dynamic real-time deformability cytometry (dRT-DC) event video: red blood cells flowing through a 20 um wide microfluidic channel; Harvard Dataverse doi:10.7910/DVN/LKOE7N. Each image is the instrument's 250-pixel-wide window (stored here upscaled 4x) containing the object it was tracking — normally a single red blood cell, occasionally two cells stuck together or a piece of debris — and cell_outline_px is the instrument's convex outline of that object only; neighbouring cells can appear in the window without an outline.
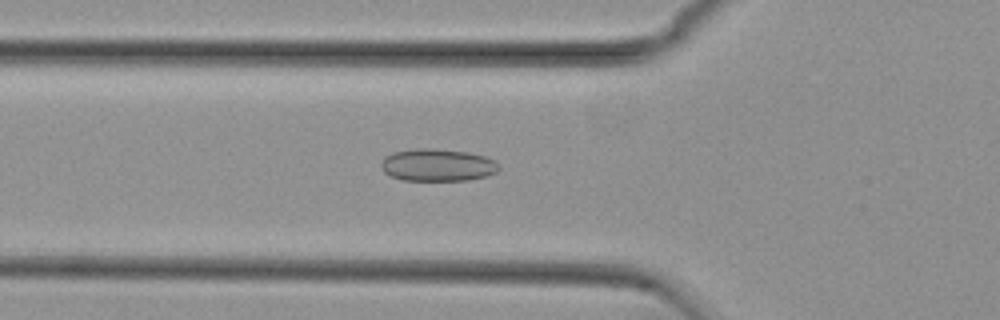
{"species": "common noctule bat (a hibernating species)", "species_latin": "Nyctalus noctula", "temperature_condition": "cold", "stored_images_in_passage": 55, "camera_frame_rate_fps": 3000, "um_per_image_px": 0.085, "animal": {"sex": "female", "body_mass_g": 29.2, "forearm_length_mm": 56.3}, "frame": {"image": 1, "passage_image": 19, "time_ms": 6.0, "image_size_px": [1000, 320], "cell_outline_px": [[500, 168], [496, 172], [488, 176], [468, 180], [400, 180], [388, 176], [380, 168], [380, 164], [384, 156], [392, 152], [416, 148], [436, 148], [468, 152], [484, 156], [496, 160], [500, 164]], "centroid_in_image_um": [37.17, 14.02], "position_along_channel_um": 88.6, "area_um2": 22.72}}
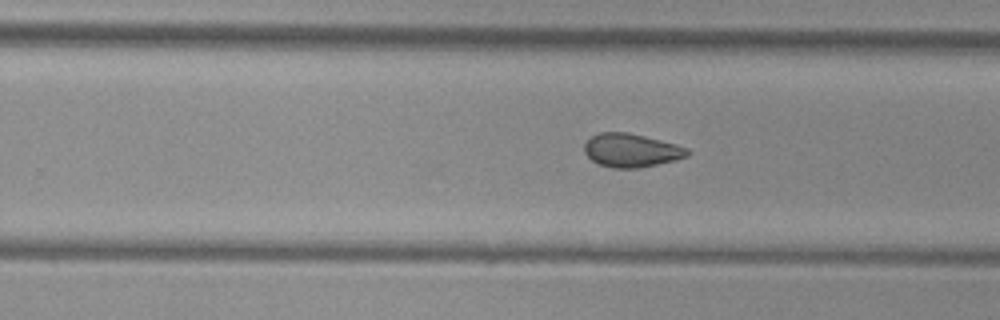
{"frame": {"image": 2, "passage_image": 34, "time_ms": 11.0, "image_size_px": [1000, 320], "cell_outline_px": [[692, 152], [688, 156], [676, 160], [640, 168], [612, 168], [596, 164], [584, 152], [584, 144], [592, 136], [600, 132], [628, 132], [676, 144], [688, 148]], "centroid_in_image_um": [53.67, 12.79], "position_along_channel_um": 276.1, "area_um2": 20.29}}
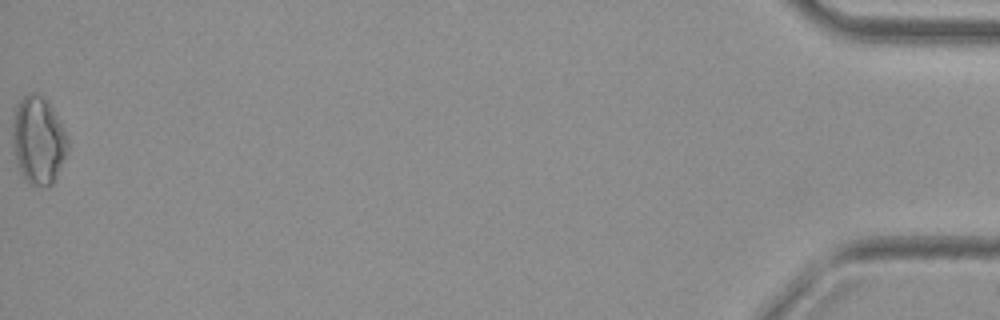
{"frame": {"image": 3, "passage_image": 55, "time_ms": 18.0, "image_size_px": [1000, 320], "cell_outline_px": [[68, 148], [56, 180], [48, 188], [28, 184], [24, 180], [16, 164], [12, 144], [12, 136], [16, 104], [28, 92], [36, 92], [52, 108], [68, 140]], "centroid_in_image_um": [3.23, 12.0], "position_along_channel_um": 432.0, "area_um2": 28.21}, "authors_computed_cell_mechanics": {"area_um2": 21.386, "velocity_mm_per_s": 3.7437, "shape_relaxation_time_tau1_ms": null, "shape_relaxation_time_tau2_ms": 2.1946, "deformation_change_tau1": null, "deformation_change_tau2": 0.0741}}